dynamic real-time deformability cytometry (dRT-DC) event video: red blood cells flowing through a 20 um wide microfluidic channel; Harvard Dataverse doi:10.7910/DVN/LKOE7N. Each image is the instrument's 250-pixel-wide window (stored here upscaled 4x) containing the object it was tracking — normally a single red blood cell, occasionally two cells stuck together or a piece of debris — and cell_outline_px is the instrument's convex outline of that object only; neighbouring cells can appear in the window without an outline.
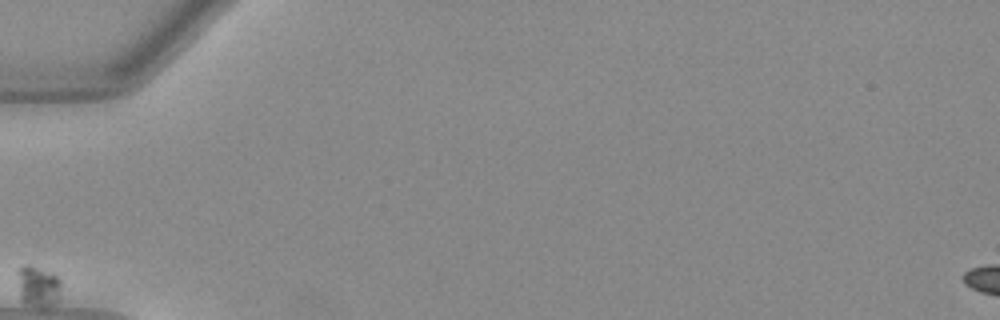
{"species": "Egyptian fruit bat (a non-hibernating species)", "species_latin": "Rousettus aegyptiacus", "temperature_condition": "warm", "stored_images_in_passage": 2, "camera_frame_rate_fps": 3000, "um_per_image_px": 0.085, "animal": {"sex": "female"}, "frame": {"image": 1, "passage_image": 1, "time_ms": 0.0, "image_size_px": [1000, 320], "cell_outline_px": [[60, 284], [56, 300], [52, 304], [24, 304], [20, 296], [16, 272], [24, 264], [32, 264], [56, 272], [60, 280]], "centroid_in_image_um": [3.2, 24.21], "position_along_channel_um": 81.8, "area_um2": 10.35}}